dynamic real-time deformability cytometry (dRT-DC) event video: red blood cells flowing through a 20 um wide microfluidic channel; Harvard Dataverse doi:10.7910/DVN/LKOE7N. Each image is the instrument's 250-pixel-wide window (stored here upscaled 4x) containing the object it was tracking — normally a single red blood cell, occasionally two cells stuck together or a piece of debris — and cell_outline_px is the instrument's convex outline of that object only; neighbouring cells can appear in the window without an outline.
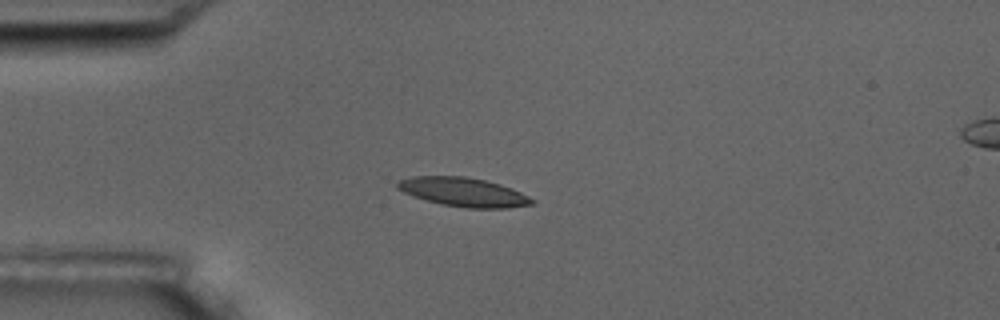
{"species": "common noctule bat (a hibernating species)", "species_latin": "Nyctalus noctula", "temperature_condition": "room temperature", "stored_images_in_passage": 6, "camera_frame_rate_fps": 3000, "um_per_image_px": 0.085, "animal": {"sex": "male", "body_mass_g": 17.5, "forearm_length_mm": 52.3}, "frame": {"image": 1, "passage_image": 4, "time_ms": 3.667, "image_size_px": [1000, 320], "cell_outline_px": [[536, 204], [508, 208], [468, 208], [440, 204], [412, 196], [396, 188], [396, 184], [400, 180], [412, 176], [468, 176], [500, 184], [512, 188], [536, 200]], "centroid_in_image_um": [39.41, 16.33], "position_along_channel_um": 45.6, "area_um2": 22.83}}